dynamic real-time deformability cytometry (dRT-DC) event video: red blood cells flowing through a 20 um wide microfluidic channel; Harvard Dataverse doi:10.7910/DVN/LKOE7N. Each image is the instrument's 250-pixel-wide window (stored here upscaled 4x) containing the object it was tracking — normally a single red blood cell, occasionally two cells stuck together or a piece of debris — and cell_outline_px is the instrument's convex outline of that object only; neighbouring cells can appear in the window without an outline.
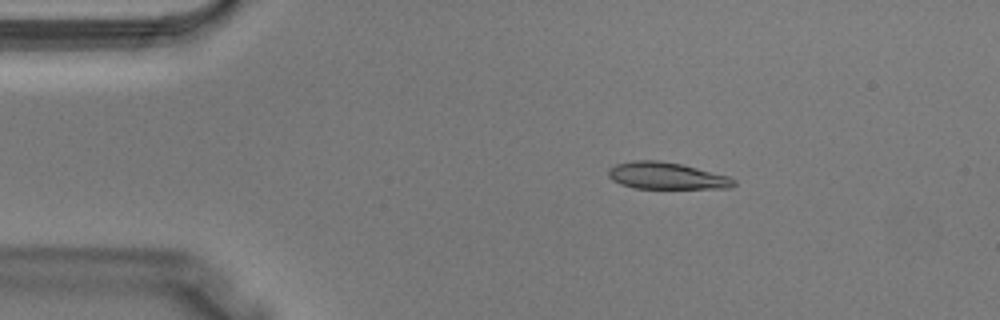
{"species": "Egyptian fruit bat (a non-hibernating species)", "species_latin": "Rousettus aegyptiacus", "temperature_condition": "warm", "stored_images_in_passage": 2, "camera_frame_rate_fps": 3000, "um_per_image_px": 0.085, "animal": {"sex": "male"}, "frame": {"image": 1, "passage_image": 1, "time_ms": 0.0, "image_size_px": [1000, 320], "cell_outline_px": [[736, 184], [728, 188], [636, 188], [620, 184], [612, 180], [608, 176], [608, 168], [616, 164], [632, 160], [660, 160], [680, 164], [728, 176], [736, 180]], "centroid_in_image_um": [56.61, 14.94], "position_along_channel_um": 28.4, "area_um2": 19.54}}